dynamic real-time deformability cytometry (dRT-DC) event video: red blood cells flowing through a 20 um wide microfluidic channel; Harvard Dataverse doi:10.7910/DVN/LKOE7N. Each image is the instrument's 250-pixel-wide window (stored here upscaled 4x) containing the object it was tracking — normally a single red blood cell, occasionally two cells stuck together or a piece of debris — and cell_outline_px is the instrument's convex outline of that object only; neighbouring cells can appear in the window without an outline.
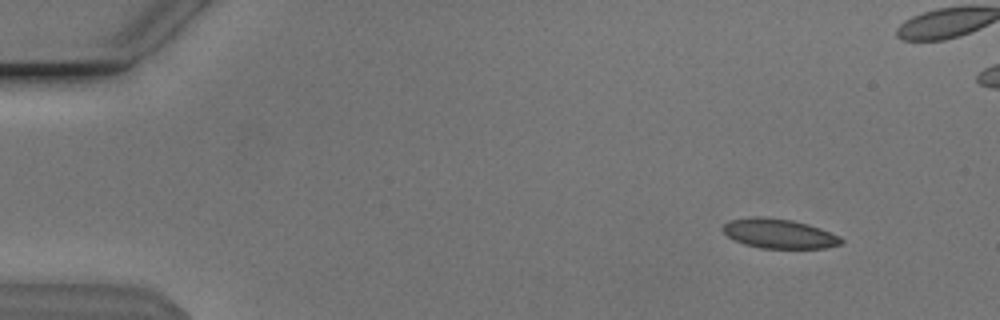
{"species": "Egyptian fruit bat (a non-hibernating species)", "species_latin": "Rousettus aegyptiacus", "temperature_condition": "cold", "stored_images_in_passage": 55, "camera_frame_rate_fps": 3000, "um_per_image_px": 0.085, "animal": {"sex": "male"}, "frame": {"image": 1, "passage_image": 6, "time_ms": 1.667, "image_size_px": [1000, 320], "cell_outline_px": [[844, 244], [824, 248], [760, 248], [744, 244], [728, 236], [720, 228], [728, 220], [752, 216], [760, 216], [792, 220], [808, 224], [820, 228], [840, 236], [844, 240]], "centroid_in_image_um": [66.22, 19.85], "position_along_channel_um": 18.8, "area_um2": 20.52}}
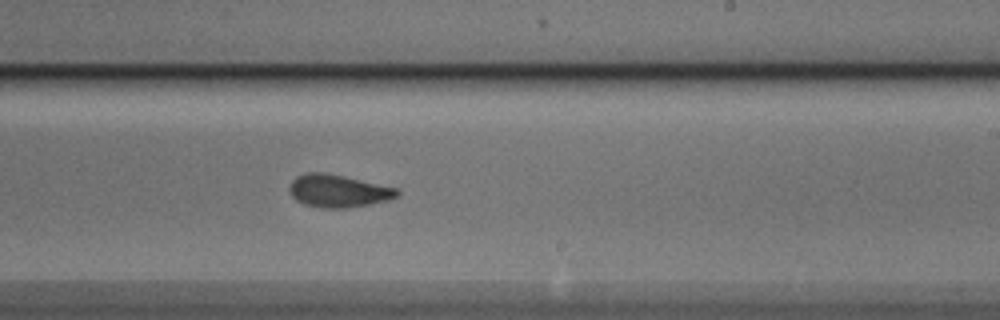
{"frame": {"image": 2, "passage_image": 33, "time_ms": 10.667, "image_size_px": [1000, 320], "cell_outline_px": [[400, 196], [392, 200], [348, 208], [320, 208], [304, 204], [296, 200], [292, 196], [288, 188], [292, 180], [296, 176], [308, 172], [324, 172], [344, 176], [396, 188], [400, 192]], "centroid_in_image_um": [28.76, 16.24], "position_along_channel_um": 260.2, "area_um2": 20.69}}
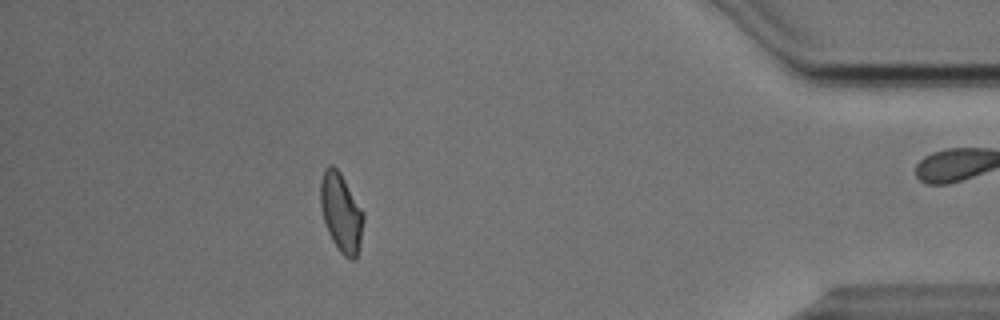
{"frame": {"image": 3, "passage_image": 48, "time_ms": 15.667, "image_size_px": [1000, 320], "cell_outline_px": [[364, 220], [360, 244], [356, 260], [348, 260], [340, 252], [332, 240], [328, 232], [324, 220], [320, 204], [320, 180], [324, 168], [328, 164], [332, 164], [340, 172], [364, 212]], "centroid_in_image_um": [29.0, 18.07], "position_along_channel_um": 406.2, "area_um2": 19.94}, "authors_computed_cell_mechanics": {"area_um2": 20.3456, "velocity_mm_per_s": 3.8396, "shape_relaxation_time_tau1_ms": 4.5964, "shape_relaxation_time_tau2_ms": 1.9522, "deformation_change_tau1": 0.1187, "deformation_change_tau2": 0.0689}}